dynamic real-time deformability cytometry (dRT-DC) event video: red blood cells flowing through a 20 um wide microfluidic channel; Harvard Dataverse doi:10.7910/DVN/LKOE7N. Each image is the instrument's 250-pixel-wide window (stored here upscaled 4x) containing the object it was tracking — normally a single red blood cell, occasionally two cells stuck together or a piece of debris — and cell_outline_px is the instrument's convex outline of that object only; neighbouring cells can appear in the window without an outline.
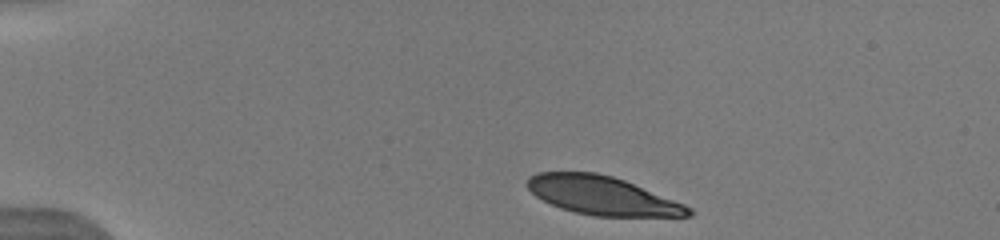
{"species": "human", "species_latin": "Homo sapiens", "temperature_condition": "warm", "stored_images_in_passage": 38, "camera_frame_rate_fps": 3000, "um_per_image_px": 0.085, "donor": {"sex": "male"}, "frame": {"image": 1, "passage_image": 1, "time_ms": 0.0, "image_size_px": [1000, 240], "cell_outline_px": [[692, 216], [592, 216], [560, 208], [536, 196], [524, 184], [528, 176], [536, 172], [596, 172], [612, 176], [624, 180], [684, 204], [692, 208]], "centroid_in_image_um": [51.15, 16.61], "position_along_channel_um": 33.8, "area_um2": 36.07}}
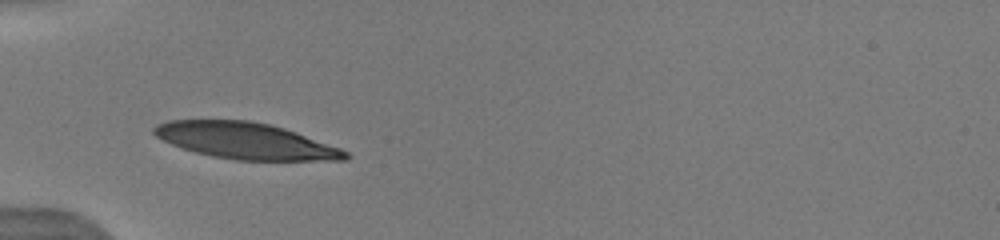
{"frame": {"image": 2, "passage_image": 9, "time_ms": 2.333, "image_size_px": [1000, 240], "cell_outline_px": [[352, 156], [348, 160], [236, 160], [212, 156], [196, 152], [172, 144], [156, 136], [152, 132], [152, 128], [156, 124], [168, 120], [248, 120], [272, 124], [296, 132], [340, 148], [348, 152]], "centroid_in_image_um": [20.89, 11.96], "position_along_channel_um": 64.1, "area_um2": 40.4}}
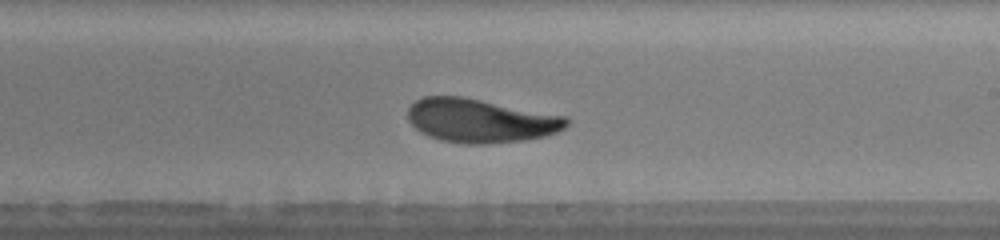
{"frame": {"image": 3, "passage_image": 22, "time_ms": 7.0, "image_size_px": [1000, 240], "cell_outline_px": [[568, 124], [564, 128], [556, 132], [544, 136], [524, 140], [484, 144], [464, 144], [440, 140], [428, 136], [420, 132], [408, 120], [408, 108], [416, 100], [424, 96], [464, 96], [564, 116], [568, 120]], "centroid_in_image_um": [40.8, 10.25], "position_along_channel_um": 248.2, "area_um2": 40.4}, "authors_computed_cell_mechanics": {"area_um2": 39.5063, "velocity_mm_per_s": 4.0715, "shape_relaxation_time_tau1_ms": 3.6703, "shape_relaxation_time_tau2_ms": 1.779, "deformation_change_tau1": 0.1516, "deformation_change_tau2": 0.0638}}